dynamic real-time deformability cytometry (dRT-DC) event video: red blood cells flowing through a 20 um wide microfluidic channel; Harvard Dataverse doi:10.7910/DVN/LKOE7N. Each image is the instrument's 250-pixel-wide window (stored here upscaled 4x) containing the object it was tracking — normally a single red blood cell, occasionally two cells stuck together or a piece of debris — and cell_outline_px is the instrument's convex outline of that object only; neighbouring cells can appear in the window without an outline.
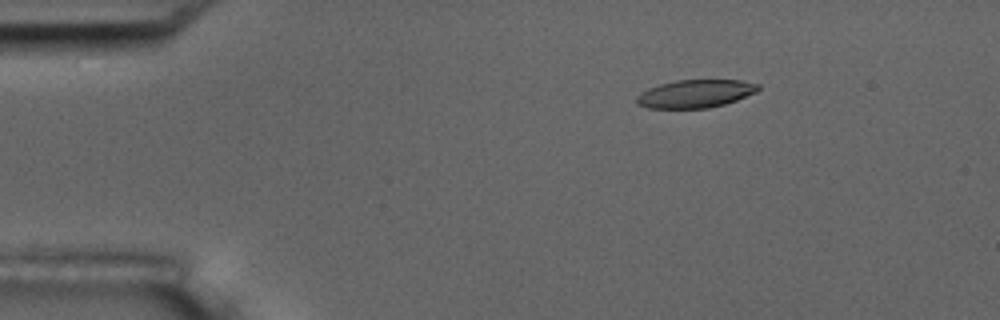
{"species": "common noctule bat (a hibernating species)", "species_latin": "Nyctalus noctula", "temperature_condition": "room temperature", "stored_images_in_passage": 51, "camera_frame_rate_fps": 3000, "um_per_image_px": 0.085, "animal": {"sex": "male", "body_mass_g": 17.5, "forearm_length_mm": 52.3}, "frame": {"image": 1, "passage_image": 4, "time_ms": 1.0, "image_size_px": [1000, 320], "cell_outline_px": [[760, 88], [756, 92], [736, 100], [724, 104], [708, 108], [648, 108], [636, 104], [636, 96], [640, 92], [648, 88], [660, 84], [676, 80], [740, 80], [760, 84]], "centroid_in_image_um": [59.08, 7.96], "position_along_channel_um": 25.9, "area_um2": 19.88}}
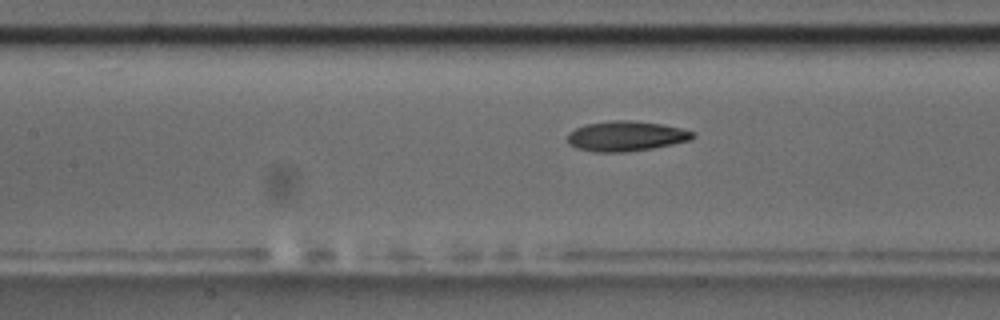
{"frame": {"image": 2, "passage_image": 20, "time_ms": 6.333, "image_size_px": [1000, 320], "cell_outline_px": [[696, 136], [692, 140], [652, 148], [620, 152], [596, 152], [576, 148], [568, 144], [568, 132], [584, 124], [612, 120], [628, 120], [660, 124], [680, 128], [696, 132]], "centroid_in_image_um": [53.21, 11.56], "position_along_channel_um": 154.2, "area_um2": 21.96}}
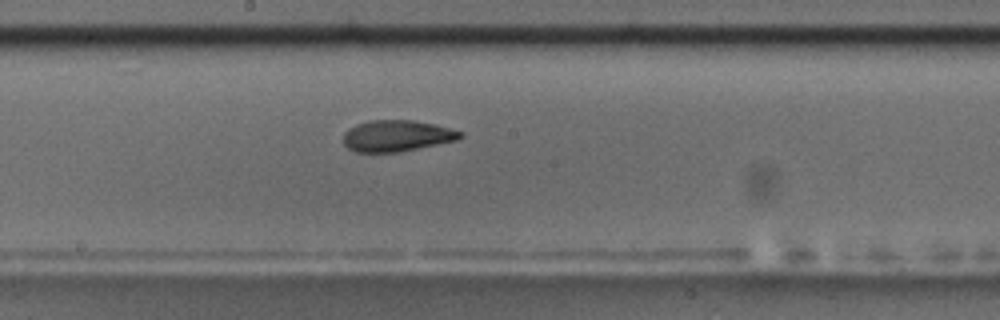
{"frame": {"image": 3, "passage_image": 25, "time_ms": 8.0, "image_size_px": [1000, 320], "cell_outline_px": [[464, 136], [456, 140], [400, 152], [356, 152], [348, 148], [344, 144], [344, 132], [356, 124], [368, 120], [412, 120], [436, 124], [464, 132]], "centroid_in_image_um": [33.74, 11.54], "position_along_channel_um": 214.5, "area_um2": 21.39}, "authors_computed_cell_mechanics": {"area_um2": 21.5594, "velocity_mm_per_s": 3.6474, "shape_relaxation_time_tau1_ms": 3.9089, "shape_relaxation_time_tau2_ms": 2.9096, "deformation_change_tau1": 0.1796, "deformation_change_tau2": 0.1109}}